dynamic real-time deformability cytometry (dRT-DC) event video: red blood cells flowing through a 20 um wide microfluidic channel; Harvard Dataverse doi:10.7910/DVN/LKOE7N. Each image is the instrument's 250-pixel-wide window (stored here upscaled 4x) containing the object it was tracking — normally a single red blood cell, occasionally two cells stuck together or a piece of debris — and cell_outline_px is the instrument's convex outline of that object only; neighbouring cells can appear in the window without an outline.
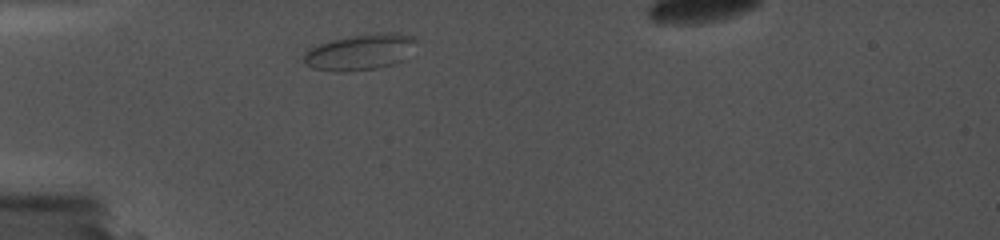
{"species": "common noctule bat (a hibernating species)", "species_latin": "Nyctalus noctula", "temperature_condition": "cold", "stored_images_in_passage": 20, "camera_frame_rate_fps": 5000, "um_per_image_px": 0.085, "animal": {"sex": "female", "body_mass_g": 19.0, "forearm_length_mm": 56.7}, "frame": {"image": 1, "passage_image": 1, "time_ms": 0.0, "image_size_px": [1000, 240], "cell_outline_px": [[416, 40], [404, 60], [392, 64], [376, 68], [344, 72], [340, 72], [312, 68], [304, 64], [304, 52], [308, 48], [328, 40], [352, 36], [388, 32], [396, 32], [416, 36]], "centroid_in_image_um": [30.57, 4.42], "position_along_channel_um": 54.4, "area_um2": 23.58}}
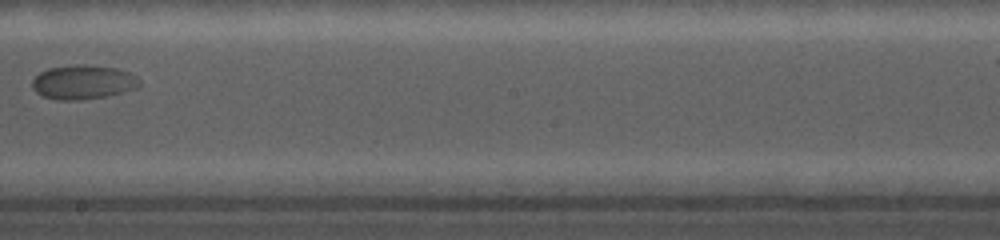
{"frame": {"image": 2, "passage_image": 10, "time_ms": 6.0, "image_size_px": [1000, 240], "cell_outline_px": [[140, 84], [136, 88], [104, 96], [80, 100], [56, 100], [44, 96], [36, 92], [32, 88], [32, 80], [40, 72], [48, 68], [76, 64], [84, 64], [116, 68], [128, 72], [136, 76], [140, 80]], "centroid_in_image_um": [7.03, 6.97], "position_along_channel_um": 241.2, "area_um2": 21.27}}
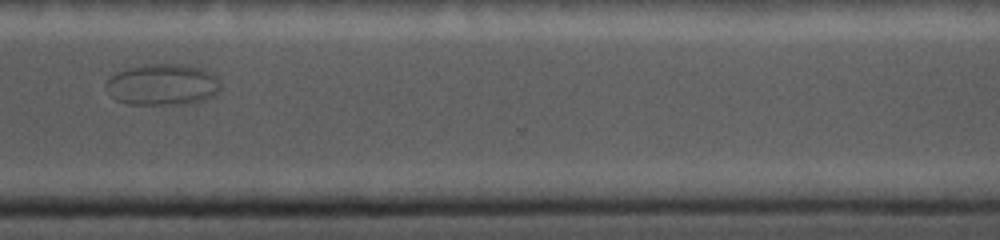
{"frame": {"image": 3, "passage_image": 15, "time_ms": 9.4, "image_size_px": [1000, 240], "cell_outline_px": [[220, 88], [212, 96], [204, 100], [192, 104], [128, 104], [116, 100], [108, 92], [104, 84], [116, 72], [128, 68], [144, 64], [184, 64], [200, 68], [212, 72], [220, 84]], "centroid_in_image_um": [13.81, 7.19], "position_along_channel_um": 356.8, "area_um2": 27.69}}